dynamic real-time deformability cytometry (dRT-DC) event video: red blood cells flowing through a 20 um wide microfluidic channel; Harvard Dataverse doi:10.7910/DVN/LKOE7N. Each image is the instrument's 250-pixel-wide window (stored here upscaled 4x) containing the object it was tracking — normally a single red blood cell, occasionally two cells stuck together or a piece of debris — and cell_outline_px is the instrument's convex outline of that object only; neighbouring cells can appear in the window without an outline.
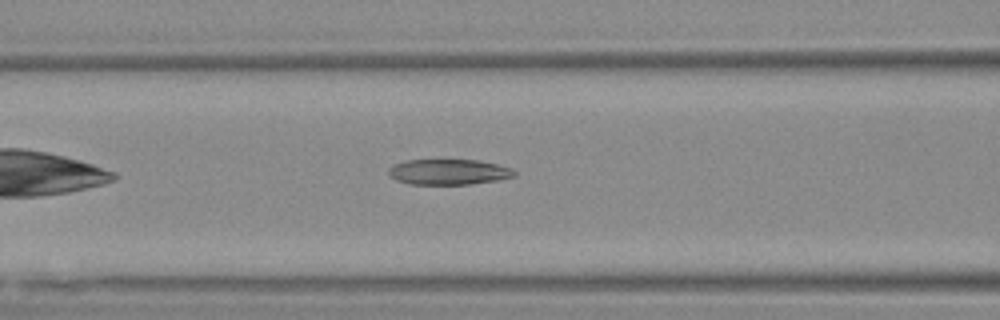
{"species": "Egyptian fruit bat (a non-hibernating species)", "species_latin": "Rousettus aegyptiacus", "temperature_condition": "warm", "stored_images_in_passage": 35, "camera_frame_rate_fps": 3000, "um_per_image_px": 0.085, "animal": {"sex": "female"}, "frame": {"image": 1, "passage_image": 7, "time_ms": 2.0, "image_size_px": [1000, 320], "cell_outline_px": [[516, 176], [500, 180], [468, 184], [408, 184], [396, 180], [388, 172], [388, 168], [404, 160], [476, 160], [496, 164], [512, 168], [516, 172]], "centroid_in_image_um": [38.16, 14.62], "position_along_channel_um": 128.4, "area_um2": 18.67}}
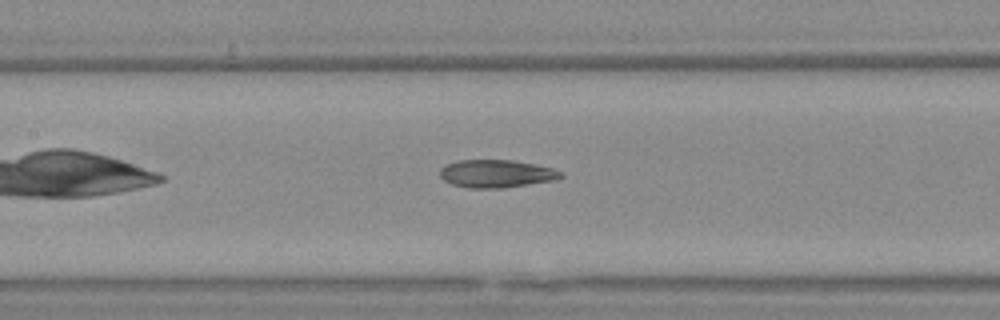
{"frame": {"image": 2, "passage_image": 10, "time_ms": 3.0, "image_size_px": [1000, 320], "cell_outline_px": [[564, 176], [552, 180], [504, 188], [468, 188], [452, 184], [444, 180], [440, 176], [440, 168], [444, 164], [456, 160], [512, 160], [536, 164], [552, 168], [564, 172]], "centroid_in_image_um": [42.16, 14.75], "position_along_channel_um": 165.2, "area_um2": 19.71}}
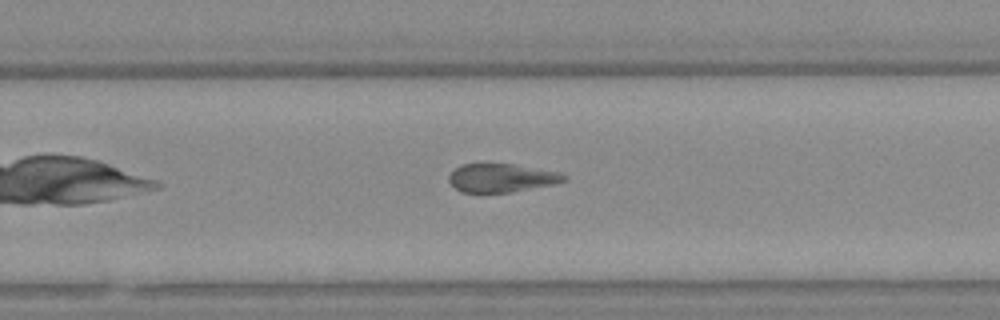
{"frame": {"image": 3, "passage_image": 20, "time_ms": 6.333, "image_size_px": [1000, 320], "cell_outline_px": [[568, 180], [556, 184], [512, 192], [460, 192], [448, 180], [448, 176], [460, 164], [512, 164], [556, 172], [568, 176]], "centroid_in_image_um": [42.64, 15.13], "position_along_channel_um": 287.2, "area_um2": 18.96}, "authors_computed_cell_mechanics": {"area_um2": 19.7098, "velocity_mm_per_s": 3.6807, "shape_relaxation_time_tau1_ms": null, "shape_relaxation_time_tau2_ms": 3.5389, "deformation_change_tau1": null, "deformation_change_tau2": 0.1298}}